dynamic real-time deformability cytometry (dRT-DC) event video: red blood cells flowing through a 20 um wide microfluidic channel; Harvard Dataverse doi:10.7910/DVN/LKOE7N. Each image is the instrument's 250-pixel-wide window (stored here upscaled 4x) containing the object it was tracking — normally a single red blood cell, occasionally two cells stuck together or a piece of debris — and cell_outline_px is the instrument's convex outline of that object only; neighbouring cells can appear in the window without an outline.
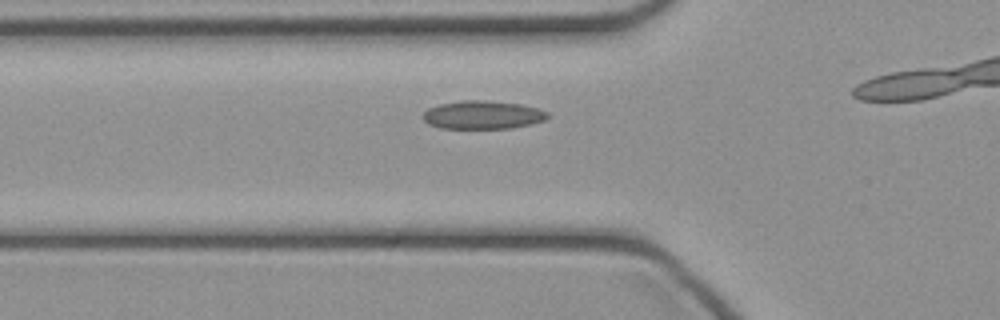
{"species": "common noctule bat (a hibernating species)", "species_latin": "Nyctalus noctula", "temperature_condition": "cold", "stored_images_in_passage": 7, "camera_frame_rate_fps": 3000, "um_per_image_px": 0.085, "animal": {"sex": "female", "body_mass_g": 21.9}, "frame": {"image": 1, "passage_image": 3, "time_ms": 0.667, "image_size_px": [1000, 320], "cell_outline_px": [[548, 116], [544, 120], [532, 124], [512, 128], [440, 128], [428, 124], [424, 120], [424, 112], [428, 108], [440, 104], [464, 100], [484, 100], [520, 104], [540, 108], [548, 112]], "centroid_in_image_um": [41.05, 9.76], "position_along_channel_um": 84.7, "area_um2": 20.52}}
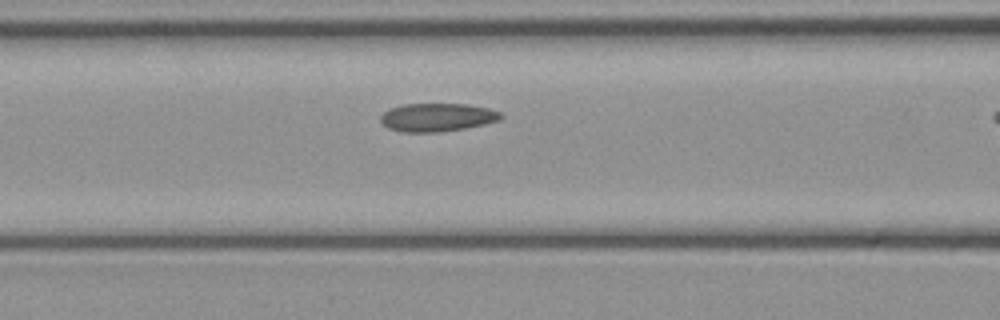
{"frame": {"image": 2, "passage_image": 6, "time_ms": 1.667, "image_size_px": [1000, 320], "cell_outline_px": [[504, 116], [500, 120], [484, 124], [464, 128], [440, 132], [404, 132], [388, 128], [380, 120], [380, 116], [388, 108], [404, 104], [468, 104], [488, 108], [500, 112]], "centroid_in_image_um": [37.16, 9.97], "position_along_channel_um": 129.4, "area_um2": 19.83}}